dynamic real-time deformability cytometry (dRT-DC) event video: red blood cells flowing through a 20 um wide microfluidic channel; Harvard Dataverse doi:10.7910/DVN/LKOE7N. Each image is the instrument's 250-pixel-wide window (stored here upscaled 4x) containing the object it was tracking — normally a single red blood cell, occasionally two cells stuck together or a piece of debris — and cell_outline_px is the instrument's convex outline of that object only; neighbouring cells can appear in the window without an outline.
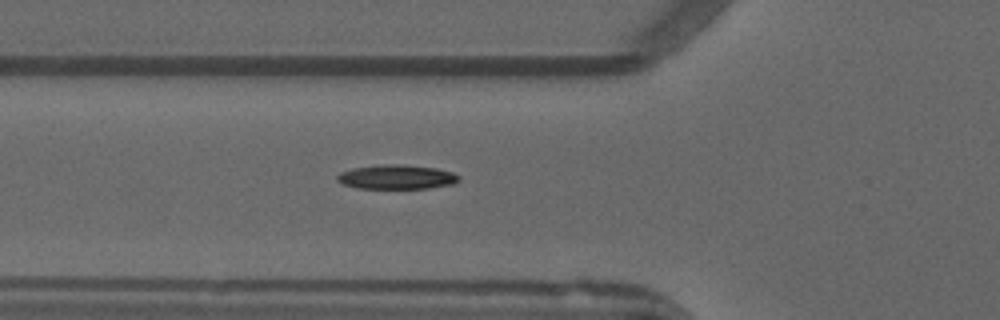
{"species": "common noctule bat (a hibernating species)", "species_latin": "Nyctalus noctula", "temperature_condition": "warm", "stored_images_in_passage": 53, "camera_frame_rate_fps": 3000, "um_per_image_px": 0.085, "animal": {"sex": "male", "forearm_length_mm": 52.5}, "frame": {"image": 1, "passage_image": 19, "time_ms": 6.0, "image_size_px": [1000, 320], "cell_outline_px": [[460, 180], [452, 184], [428, 188], [356, 188], [344, 184], [336, 180], [336, 176], [340, 172], [352, 168], [380, 164], [404, 164], [436, 168], [452, 172], [460, 176]], "centroid_in_image_um": [33.7, 15.03], "position_along_channel_um": 92.1, "area_um2": 17.34}}
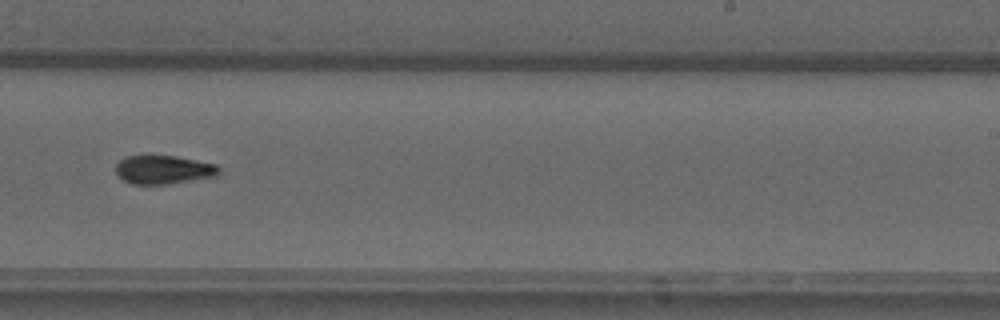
{"frame": {"image": 2, "passage_image": 33, "time_ms": 10.667, "image_size_px": [1000, 320], "cell_outline_px": [[220, 172], [216, 176], [164, 184], [132, 184], [116, 176], [116, 164], [124, 156], [176, 156], [216, 164], [220, 168]], "centroid_in_image_um": [13.87, 14.42], "position_along_channel_um": 275.1, "area_um2": 17.11}}
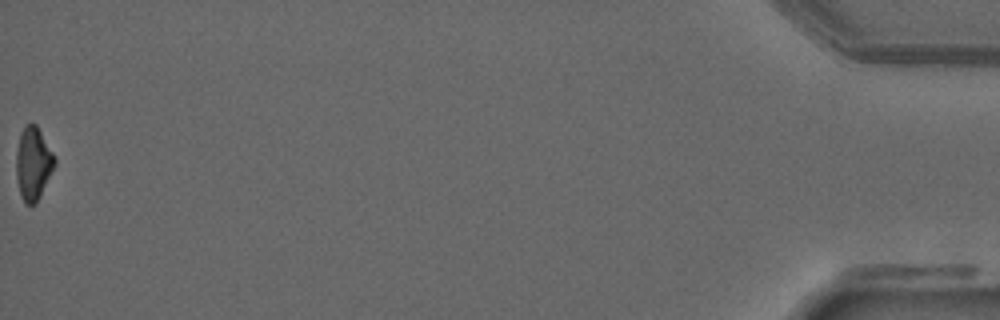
{"frame": {"image": 3, "passage_image": 53, "time_ms": 17.333, "image_size_px": [1000, 320], "cell_outline_px": [[56, 164], [36, 204], [24, 204], [20, 192], [16, 176], [16, 152], [20, 132], [28, 124], [36, 124], [52, 152], [56, 160]], "centroid_in_image_um": [2.81, 13.92], "position_along_channel_um": 432.4, "area_um2": 16.18}, "authors_computed_cell_mechanics": {"area_um2": 16.5308, "velocity_mm_per_s": 3.9246, "shape_relaxation_time_tau1_ms": 3.4529, "shape_relaxation_time_tau2_ms": null, "deformation_change_tau1": 0.1697, "deformation_change_tau2": null}}